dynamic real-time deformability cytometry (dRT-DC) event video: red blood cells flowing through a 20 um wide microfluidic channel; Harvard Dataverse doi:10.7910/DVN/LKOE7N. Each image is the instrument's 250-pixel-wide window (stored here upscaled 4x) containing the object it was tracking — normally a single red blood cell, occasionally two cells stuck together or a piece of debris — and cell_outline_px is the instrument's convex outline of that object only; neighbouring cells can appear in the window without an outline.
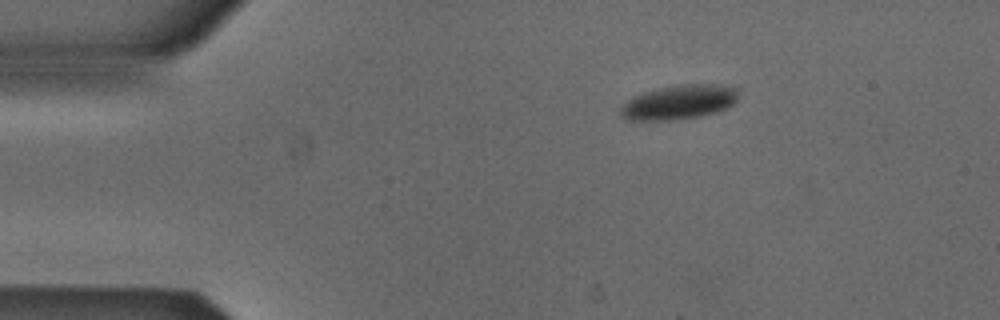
{"species": "Egyptian fruit bat (a non-hibernating species)", "species_latin": "Rousettus aegyptiacus", "temperature_condition": "cold", "stored_images_in_passage": 2, "camera_frame_rate_fps": 3000, "um_per_image_px": 0.085, "animal": {"sex": "male"}, "frame": {"image": 1, "passage_image": 2, "time_ms": 0.333, "image_size_px": [1000, 320], "cell_outline_px": [[736, 100], [728, 108], [716, 112], [700, 116], [672, 120], [628, 120], [620, 116], [620, 108], [632, 96], [644, 92], [660, 88], [680, 84], [712, 84], [736, 88]], "centroid_in_image_um": [57.68, 8.69], "position_along_channel_um": 27.3, "area_um2": 23.41}}